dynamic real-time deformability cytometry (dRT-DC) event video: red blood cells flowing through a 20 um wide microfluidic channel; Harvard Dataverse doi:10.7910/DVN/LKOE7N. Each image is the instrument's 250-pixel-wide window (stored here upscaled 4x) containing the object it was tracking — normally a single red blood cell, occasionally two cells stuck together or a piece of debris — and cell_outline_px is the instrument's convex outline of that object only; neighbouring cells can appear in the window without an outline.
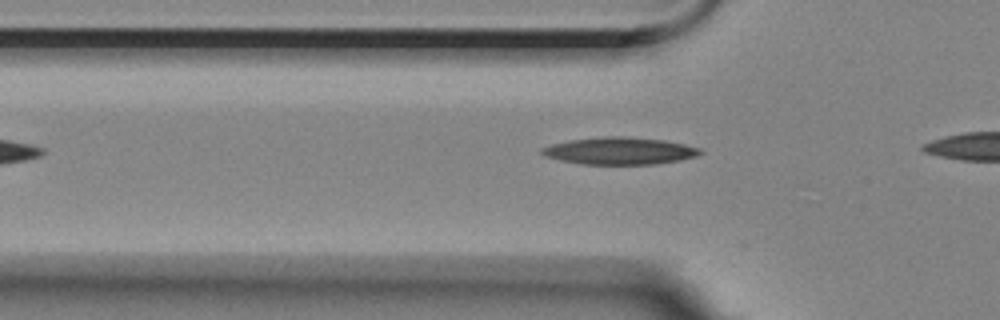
{"species": "Egyptian fruit bat (a non-hibernating species)", "species_latin": "Rousettus aegyptiacus", "temperature_condition": "room temperature", "stored_images_in_passage": 5, "camera_frame_rate_fps": 3000, "um_per_image_px": 0.085, "animal": {"sex": "female"}, "frame": {"image": 1, "passage_image": 3, "time_ms": 0.667, "image_size_px": [1000, 320], "cell_outline_px": [[704, 152], [696, 156], [680, 160], [656, 164], [580, 164], [560, 160], [544, 156], [540, 152], [540, 148], [552, 144], [568, 140], [604, 136], [624, 136], [664, 140], [684, 144], [700, 148]], "centroid_in_image_um": [52.65, 12.82], "position_along_channel_um": 73.2, "area_um2": 25.2}}